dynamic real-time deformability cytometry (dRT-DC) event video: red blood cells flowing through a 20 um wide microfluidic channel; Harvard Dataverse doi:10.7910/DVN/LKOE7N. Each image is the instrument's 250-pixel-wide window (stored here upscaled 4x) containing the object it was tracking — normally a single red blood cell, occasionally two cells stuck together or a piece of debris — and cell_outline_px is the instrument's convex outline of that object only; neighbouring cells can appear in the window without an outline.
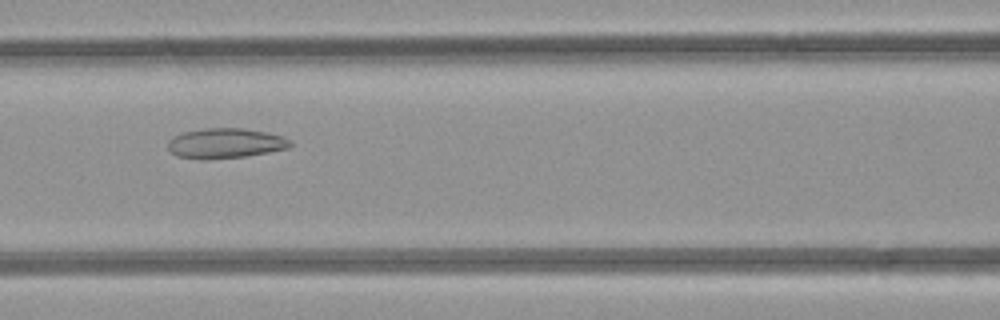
{"species": "common noctule bat (a hibernating species)", "species_latin": "Nyctalus noctula", "temperature_condition": "room temperature", "stored_images_in_passage": 40, "camera_frame_rate_fps": 3000, "um_per_image_px": 0.085, "animal": {"sex": "female", "body_mass_g": 21.9}, "frame": {"image": 1, "passage_image": 13, "time_ms": 4.0, "image_size_px": [1000, 320], "cell_outline_px": [[292, 144], [288, 148], [268, 152], [244, 156], [204, 160], [200, 160], [176, 156], [168, 148], [168, 140], [172, 136], [184, 132], [204, 128], [244, 128], [264, 132], [280, 136], [288, 140]], "centroid_in_image_um": [19.08, 12.18], "position_along_channel_um": 147.5, "area_um2": 21.33}}
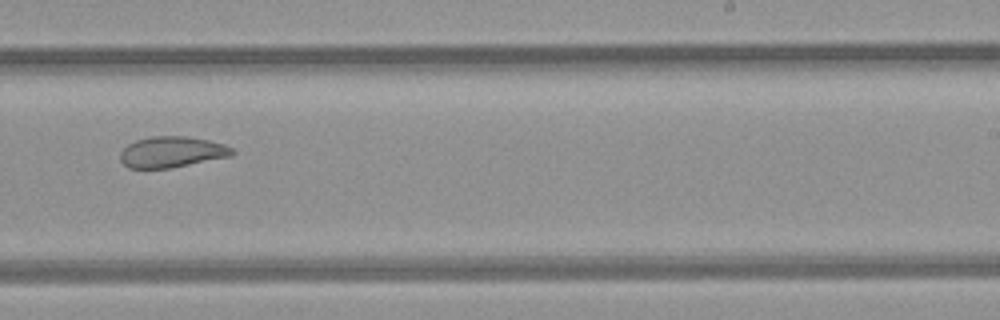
{"frame": {"image": 2, "passage_image": 22, "time_ms": 7.0, "image_size_px": [1000, 320], "cell_outline_px": [[236, 152], [232, 156], [168, 168], [128, 168], [120, 160], [120, 152], [128, 144], [136, 140], [152, 136], [184, 136], [208, 140], [224, 144], [232, 148]], "centroid_in_image_um": [14.6, 12.91], "position_along_channel_um": 274.4, "area_um2": 20.11}}
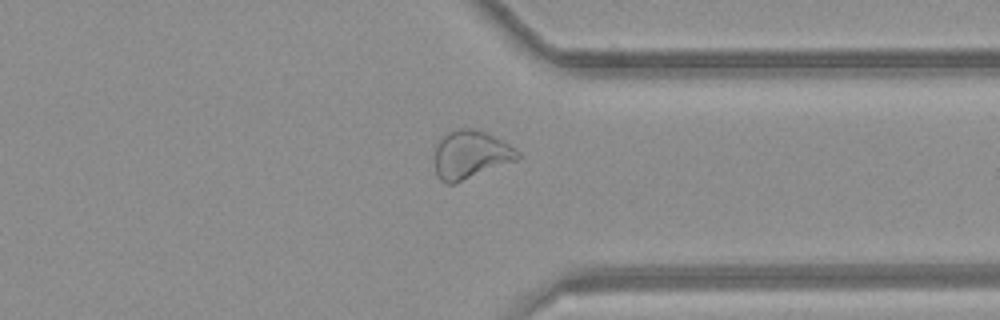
{"frame": {"image": 3, "passage_image": 29, "time_ms": 9.333, "image_size_px": [1000, 320], "cell_outline_px": [[520, 156], [516, 160], [456, 184], [448, 184], [440, 180], [436, 172], [432, 144], [440, 136], [456, 128], [472, 128], [484, 132], [508, 144], [520, 152]], "centroid_in_image_um": [39.91, 13.14], "position_along_channel_um": 371.5, "area_um2": 23.76}, "authors_computed_cell_mechanics": {"area_um2": 23.7847, "velocity_mm_per_s": 4.244, "shape_relaxation_time_tau1_ms": null, "shape_relaxation_time_tau2_ms": 3.0979, "deformation_change_tau1": null, "deformation_change_tau2": 0.0982}}